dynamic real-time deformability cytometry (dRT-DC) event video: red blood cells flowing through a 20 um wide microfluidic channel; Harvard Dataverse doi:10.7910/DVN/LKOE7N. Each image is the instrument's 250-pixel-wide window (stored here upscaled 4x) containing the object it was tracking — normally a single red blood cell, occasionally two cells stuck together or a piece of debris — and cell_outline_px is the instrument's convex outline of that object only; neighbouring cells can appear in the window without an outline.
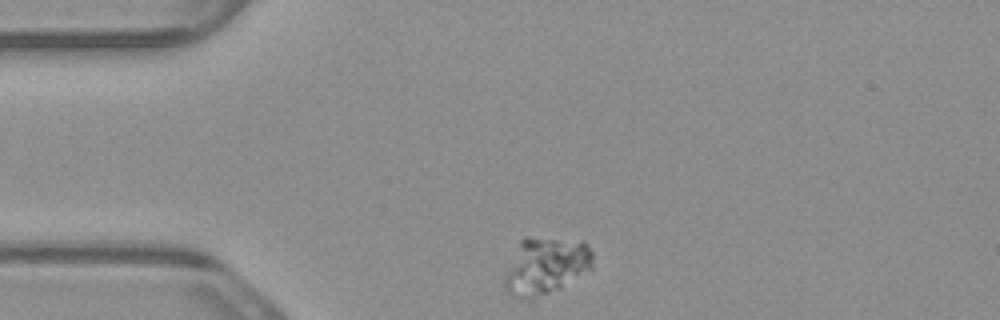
{"species": "common noctule bat (a hibernating species)", "species_latin": "Nyctalus noctula", "temperature_condition": "warm", "stored_images_in_passage": 2, "camera_frame_rate_fps": 3000, "um_per_image_px": 0.085, "animal": {"sex": "male", "body_mass_g": 23.1, "forearm_length_mm": 52.7}, "frame": {"image": 1, "passage_image": 1, "time_ms": 0.0, "image_size_px": [1000, 320], "cell_outline_px": [[592, 268], [556, 288], [548, 292], [520, 300], [512, 296], [504, 288], [504, 276], [520, 240], [524, 236], [528, 236], [584, 240], [592, 252]], "centroid_in_image_um": [46.36, 22.54], "position_along_channel_um": 38.6, "area_um2": 29.02}}